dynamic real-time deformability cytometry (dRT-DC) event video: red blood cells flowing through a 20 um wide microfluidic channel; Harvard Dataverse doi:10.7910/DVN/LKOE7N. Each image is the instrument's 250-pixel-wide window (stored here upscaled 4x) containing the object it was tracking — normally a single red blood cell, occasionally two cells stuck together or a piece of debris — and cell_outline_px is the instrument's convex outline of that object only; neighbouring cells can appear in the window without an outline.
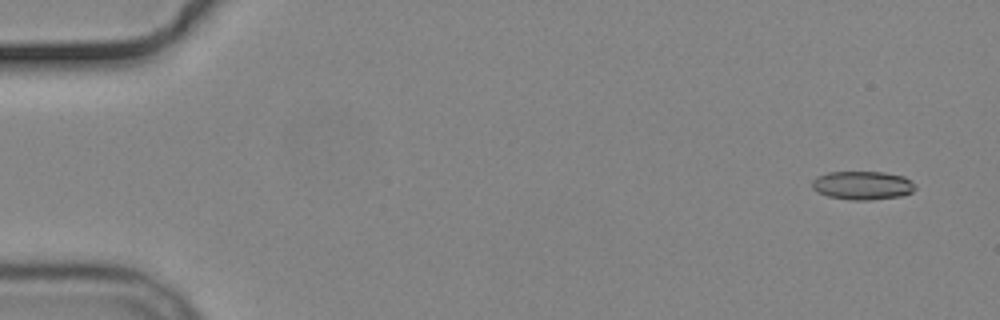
{"species": "common noctule bat (a hibernating species)", "species_latin": "Nyctalus noctula", "temperature_condition": "cold", "stored_images_in_passage": 5, "camera_frame_rate_fps": 3000, "um_per_image_px": 0.085, "animal": {"sex": "male", "body_mass_g": 19.2, "forearm_length_mm": 51.8}, "frame": {"image": 1, "passage_image": 1, "time_ms": 0.0, "image_size_px": [1000, 320], "cell_outline_px": [[916, 188], [912, 192], [900, 196], [872, 200], [852, 200], [828, 196], [816, 192], [812, 188], [812, 180], [816, 176], [828, 172], [884, 172], [904, 176], [912, 180], [916, 184]], "centroid_in_image_um": [73.32, 15.75], "position_along_channel_um": 11.7, "area_um2": 17.4}}
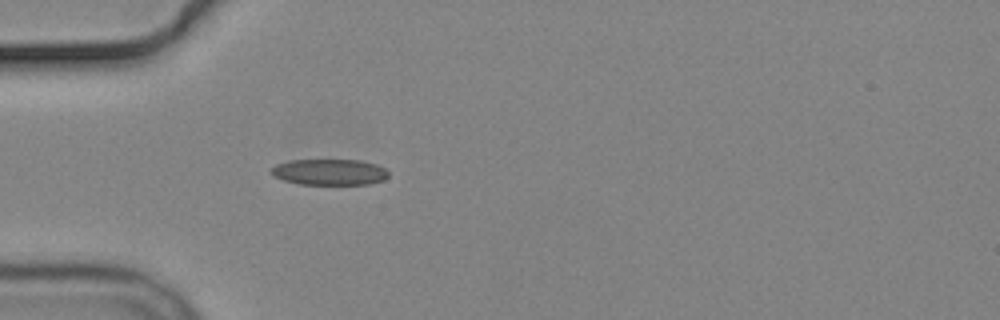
{"frame": {"image": 2, "passage_image": 5, "time_ms": 4.667, "image_size_px": [1000, 320], "cell_outline_px": [[388, 176], [384, 180], [368, 184], [300, 184], [284, 180], [272, 176], [268, 172], [268, 168], [276, 164], [288, 160], [360, 160], [376, 164], [384, 168], [388, 172]], "centroid_in_image_um": [27.94, 14.62], "position_along_channel_um": 57.1, "area_um2": 17.98}}